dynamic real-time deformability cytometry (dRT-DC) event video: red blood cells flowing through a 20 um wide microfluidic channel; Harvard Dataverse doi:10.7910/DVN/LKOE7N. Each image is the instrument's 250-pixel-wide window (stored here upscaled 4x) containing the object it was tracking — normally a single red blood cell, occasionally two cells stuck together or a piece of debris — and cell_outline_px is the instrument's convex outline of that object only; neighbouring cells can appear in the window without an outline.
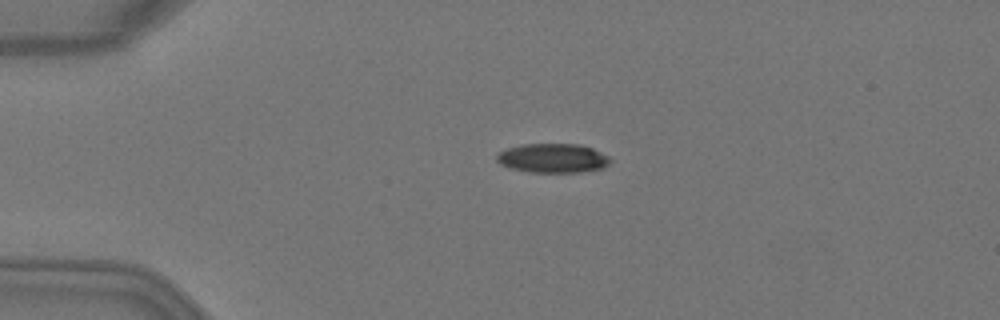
{"species": "Egyptian fruit bat (a non-hibernating species)", "species_latin": "Rousettus aegyptiacus", "temperature_condition": "warm", "stored_images_in_passage": 3, "camera_frame_rate_fps": 3000, "um_per_image_px": 0.085, "animal": {"sex": "female"}, "frame": {"image": 1, "passage_image": 2, "time_ms": 0.333, "image_size_px": [1000, 320], "cell_outline_px": [[612, 160], [604, 168], [580, 172], [528, 172], [508, 168], [500, 164], [496, 160], [496, 152], [520, 144], [580, 144], [592, 148], [608, 156]], "centroid_in_image_um": [46.95, 13.44], "position_along_channel_um": 38.1, "area_um2": 19.54}}